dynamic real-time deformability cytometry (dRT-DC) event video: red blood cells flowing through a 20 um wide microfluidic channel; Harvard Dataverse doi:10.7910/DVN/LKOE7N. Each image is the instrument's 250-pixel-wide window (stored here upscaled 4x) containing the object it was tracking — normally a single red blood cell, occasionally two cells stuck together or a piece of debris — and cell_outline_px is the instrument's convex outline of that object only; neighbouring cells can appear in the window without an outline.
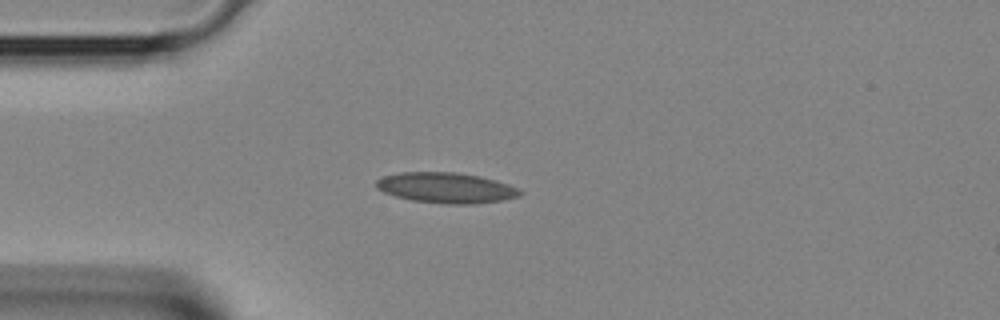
{"species": "Egyptian fruit bat (a non-hibernating species)", "species_latin": "Rousettus aegyptiacus", "temperature_condition": "room temperature", "stored_images_in_passage": 23, "camera_frame_rate_fps": 3000, "um_per_image_px": 0.085, "animal": {"sex": "female"}, "frame": {"image": 1, "passage_image": 1, "time_ms": 0.0, "image_size_px": [1000, 320], "cell_outline_px": [[524, 192], [520, 196], [500, 200], [472, 204], [444, 204], [412, 200], [396, 196], [384, 192], [376, 188], [376, 180], [384, 176], [400, 172], [456, 172], [480, 176], [496, 180], [520, 188]], "centroid_in_image_um": [37.94, 15.96], "position_along_channel_um": 47.1, "area_um2": 25.61}}
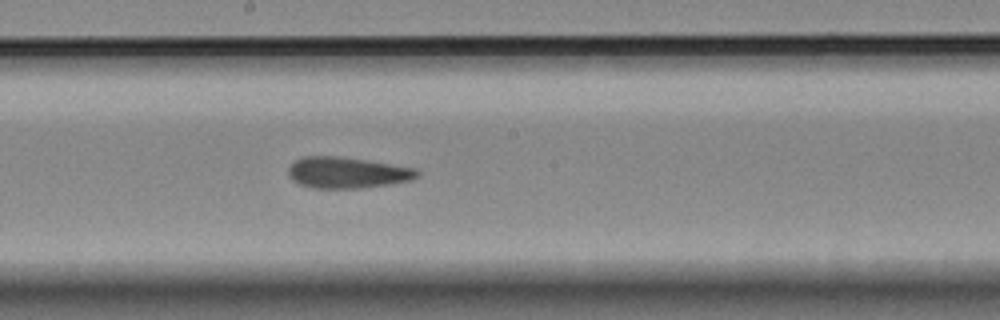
{"frame": {"image": 2, "passage_image": 12, "time_ms": 3.667, "image_size_px": [1000, 320], "cell_outline_px": [[420, 176], [412, 180], [388, 184], [360, 188], [312, 188], [300, 184], [292, 180], [288, 172], [288, 168], [296, 160], [304, 156], [340, 156], [416, 168], [420, 172]], "centroid_in_image_um": [29.52, 14.67], "position_along_channel_um": 218.7, "area_um2": 23.35}}
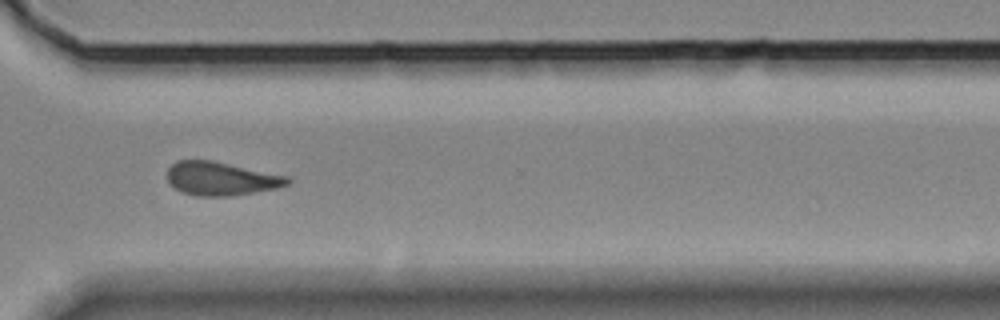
{"frame": {"image": 3, "passage_image": 20, "time_ms": 6.333, "image_size_px": [1000, 320], "cell_outline_px": [[292, 180], [288, 184], [276, 188], [232, 196], [196, 196], [184, 192], [176, 188], [168, 180], [168, 168], [176, 160], [212, 160], [288, 176]], "centroid_in_image_um": [18.8, 15.18], "position_along_channel_um": 351.8, "area_um2": 23.35}}